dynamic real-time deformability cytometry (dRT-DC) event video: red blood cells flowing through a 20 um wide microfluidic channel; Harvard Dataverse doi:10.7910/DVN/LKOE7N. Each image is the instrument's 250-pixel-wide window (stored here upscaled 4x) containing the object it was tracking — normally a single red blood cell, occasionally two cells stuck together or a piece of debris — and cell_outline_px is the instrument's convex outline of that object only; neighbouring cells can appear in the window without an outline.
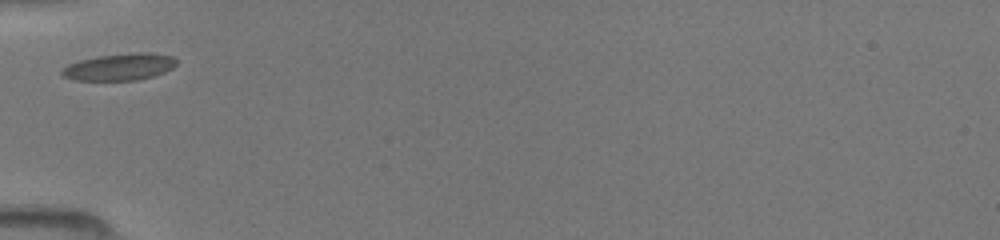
{"species": "common noctule bat (a hibernating species)", "species_latin": "Nyctalus noctula", "temperature_condition": "room temperature", "stored_images_in_passage": 14, "camera_frame_rate_fps": 3000, "um_per_image_px": 0.085, "animal": {"sex": "female", "body_mass_g": 19.5, "forearm_length_mm": 54.1}, "frame": {"image": 1, "passage_image": 1, "time_ms": 0.0, "image_size_px": [1000, 240], "cell_outline_px": [[176, 64], [172, 68], [164, 72], [152, 76], [136, 80], [72, 80], [64, 76], [60, 72], [60, 68], [68, 64], [80, 60], [100, 56], [136, 52], [152, 52], [172, 56], [176, 60]], "centroid_in_image_um": [10.14, 5.68], "position_along_channel_um": 74.9, "area_um2": 17.92}}
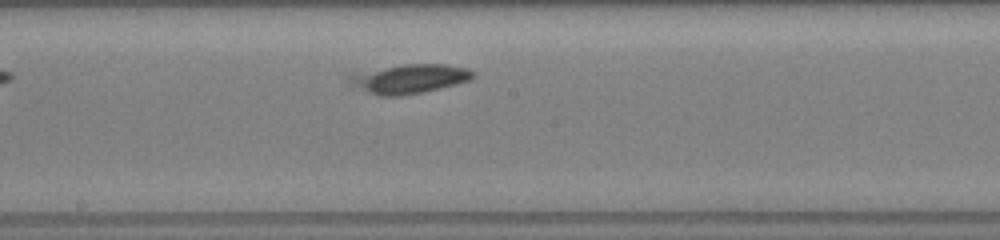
{"frame": {"image": 2, "passage_image": 11, "time_ms": 3.333, "image_size_px": [1000, 240], "cell_outline_px": [[476, 76], [468, 80], [456, 84], [424, 92], [400, 96], [380, 96], [368, 92], [348, 84], [348, 76], [404, 64], [448, 64], [468, 68], [476, 72]], "centroid_in_image_um": [34.87, 6.71], "position_along_channel_um": 213.3, "area_um2": 20.75}}